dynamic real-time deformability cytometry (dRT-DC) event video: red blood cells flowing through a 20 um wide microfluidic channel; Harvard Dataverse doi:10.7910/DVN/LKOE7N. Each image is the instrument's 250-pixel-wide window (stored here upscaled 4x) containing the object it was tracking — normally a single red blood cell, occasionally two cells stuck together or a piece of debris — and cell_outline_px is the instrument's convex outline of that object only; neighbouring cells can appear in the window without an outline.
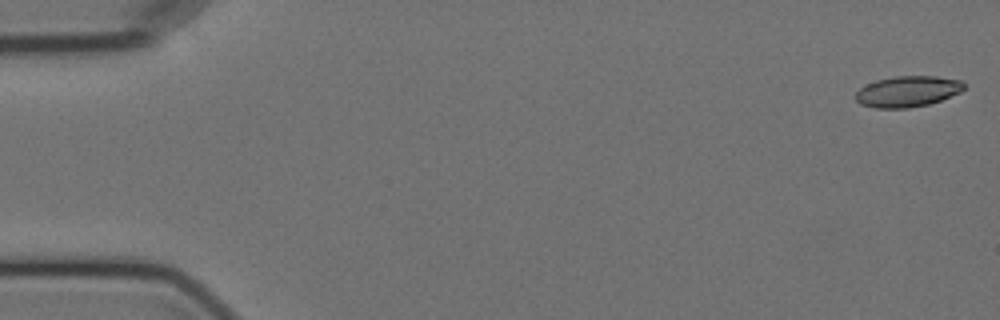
{"species": "Egyptian fruit bat (a non-hibernating species)", "species_latin": "Rousettus aegyptiacus", "temperature_condition": "cold", "stored_images_in_passage": 5, "camera_frame_rate_fps": 3000, "um_per_image_px": 0.085, "animal": {"sex": "female"}, "frame": {"image": 1, "passage_image": 1, "time_ms": 0.0, "image_size_px": [1000, 320], "cell_outline_px": [[964, 88], [960, 92], [940, 100], [928, 104], [908, 108], [876, 108], [860, 104], [856, 100], [856, 92], [860, 88], [876, 80], [892, 76], [936, 76], [960, 80], [964, 84]], "centroid_in_image_um": [77.13, 7.77], "position_along_channel_um": 7.9, "area_um2": 19.42}}
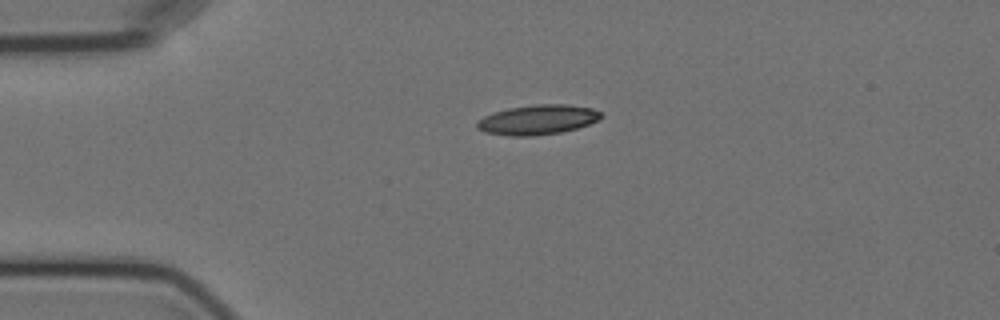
{"frame": {"image": 2, "passage_image": 4, "time_ms": 4.0, "image_size_px": [1000, 320], "cell_outline_px": [[604, 116], [588, 124], [576, 128], [560, 132], [532, 136], [508, 136], [484, 132], [476, 128], [476, 124], [484, 116], [508, 108], [536, 104], [564, 104], [592, 108], [600, 112]], "centroid_in_image_um": [45.68, 10.18], "position_along_channel_um": 39.3, "area_um2": 21.33}}